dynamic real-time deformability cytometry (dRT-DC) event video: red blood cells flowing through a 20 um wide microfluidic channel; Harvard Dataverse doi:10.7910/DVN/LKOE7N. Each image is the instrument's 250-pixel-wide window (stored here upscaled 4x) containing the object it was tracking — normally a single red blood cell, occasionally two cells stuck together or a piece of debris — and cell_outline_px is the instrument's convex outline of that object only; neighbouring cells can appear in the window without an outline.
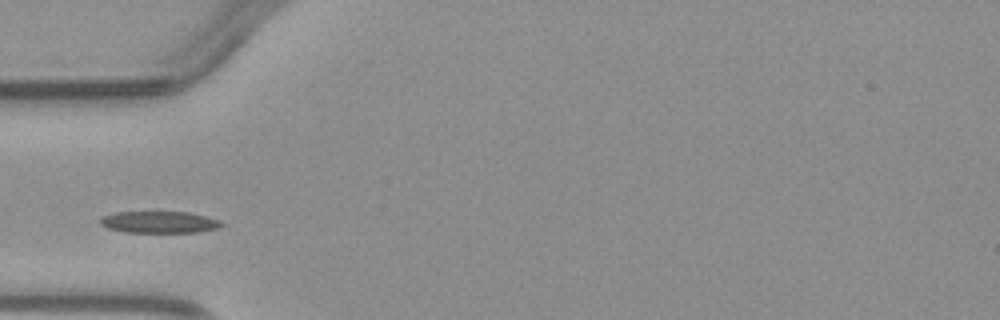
{"species": "common noctule bat (a hibernating species)", "species_latin": "Nyctalus noctula", "temperature_condition": "warm", "stored_images_in_passage": 1, "camera_frame_rate_fps": 3000, "um_per_image_px": 0.085, "animal": {"sex": "male", "body_mass_g": 23.1, "forearm_length_mm": 52.7}, "frame": {"image": 1, "passage_image": 1, "time_ms": 0.0, "image_size_px": [1000, 320], "cell_outline_px": [[224, 224], [220, 228], [200, 232], [124, 232], [108, 228], [100, 224], [100, 220], [104, 216], [116, 212], [188, 212], [208, 216], [220, 220]], "centroid_in_image_um": [13.6, 18.88], "position_along_channel_um": 71.4, "area_um2": 15.43}}